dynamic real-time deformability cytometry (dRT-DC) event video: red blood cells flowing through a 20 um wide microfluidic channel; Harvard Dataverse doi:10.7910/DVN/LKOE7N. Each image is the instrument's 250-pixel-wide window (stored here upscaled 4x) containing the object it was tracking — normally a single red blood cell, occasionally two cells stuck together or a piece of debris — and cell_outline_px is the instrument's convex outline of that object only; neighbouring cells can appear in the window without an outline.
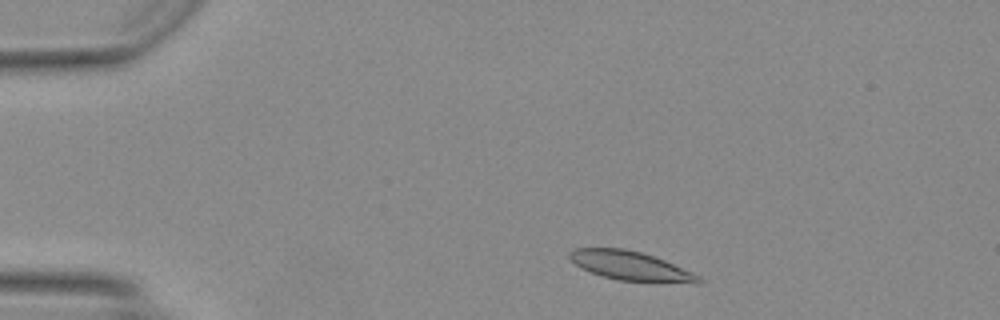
{"species": "Egyptian fruit bat (a non-hibernating species)", "species_latin": "Rousettus aegyptiacus", "temperature_condition": "warm", "stored_images_in_passage": 44, "camera_frame_rate_fps": 3000, "um_per_image_px": 0.085, "animal": {"sex": "female"}, "frame": {"image": 1, "passage_image": 3, "time_ms": 0.667, "image_size_px": [1000, 320], "cell_outline_px": [[704, 280], [696, 284], [620, 280], [604, 276], [580, 268], [568, 256], [568, 252], [576, 248], [624, 248], [640, 252], [664, 260], [692, 272], [700, 276]], "centroid_in_image_um": [53.63, 22.6], "position_along_channel_um": 31.4, "area_um2": 21.73}}
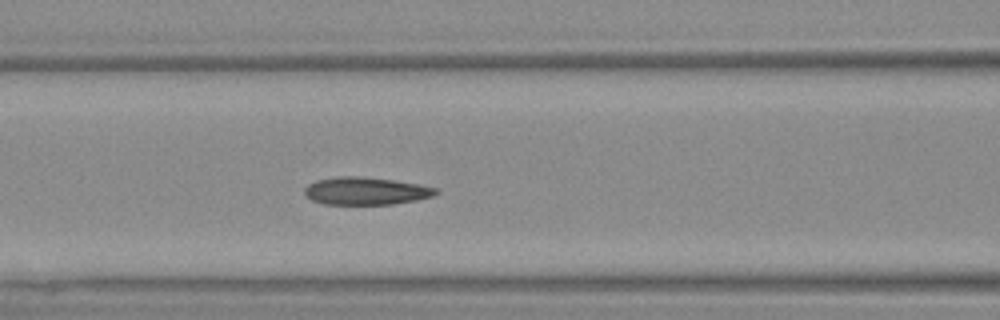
{"frame": {"image": 2, "passage_image": 15, "time_ms": 4.667, "image_size_px": [1000, 320], "cell_outline_px": [[440, 192], [432, 196], [416, 200], [392, 204], [324, 204], [312, 200], [304, 192], [304, 188], [308, 184], [316, 180], [336, 176], [360, 176], [392, 180], [416, 184], [436, 188]], "centroid_in_image_um": [31.06, 16.23], "position_along_channel_um": 135.5, "area_um2": 20.98}}
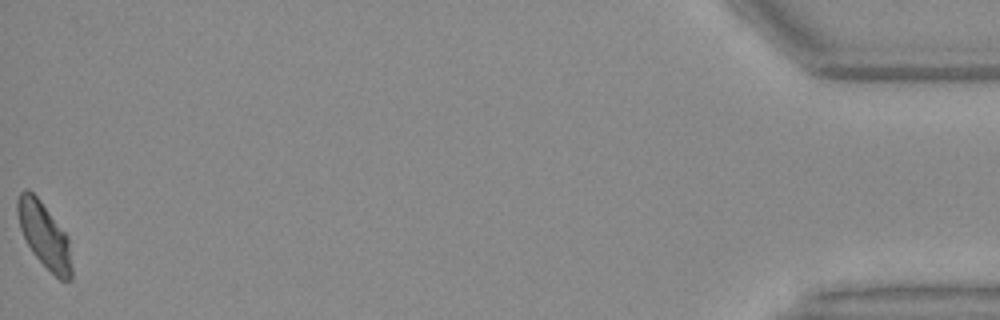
{"frame": {"image": 3, "passage_image": 43, "time_ms": 14.0, "image_size_px": [1000, 320], "cell_outline_px": [[72, 280], [60, 280], [32, 252], [20, 228], [16, 212], [16, 200], [20, 192], [28, 188], [40, 200], [68, 236], [72, 268]], "centroid_in_image_um": [3.76, 19.97], "position_along_channel_um": 431.4, "area_um2": 20.4}}